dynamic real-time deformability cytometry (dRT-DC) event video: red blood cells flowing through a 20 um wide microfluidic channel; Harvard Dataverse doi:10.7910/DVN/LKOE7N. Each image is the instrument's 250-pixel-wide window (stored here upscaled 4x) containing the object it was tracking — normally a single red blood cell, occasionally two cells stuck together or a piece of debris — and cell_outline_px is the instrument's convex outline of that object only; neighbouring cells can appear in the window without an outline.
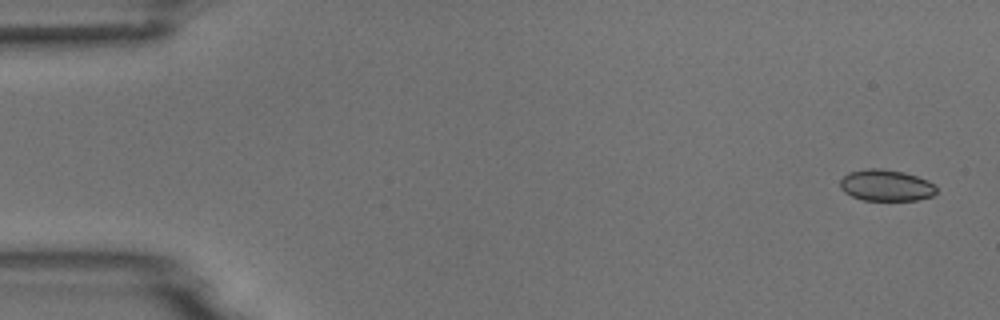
{"species": "common noctule bat (a hibernating species)", "species_latin": "Nyctalus noctula", "temperature_condition": "room temperature", "stored_images_in_passage": 6, "camera_frame_rate_fps": 3000, "um_per_image_px": 0.085, "animal": {"sex": "male", "body_mass_g": 18.8}, "frame": {"image": 1, "passage_image": 1, "time_ms": 0.0, "image_size_px": [1000, 320], "cell_outline_px": [[936, 192], [932, 196], [916, 200], [864, 200], [852, 196], [844, 192], [840, 188], [840, 180], [848, 172], [868, 168], [880, 168], [904, 172], [928, 180], [936, 188]], "centroid_in_image_um": [75.29, 15.75], "position_along_channel_um": 9.7, "area_um2": 17.57}}
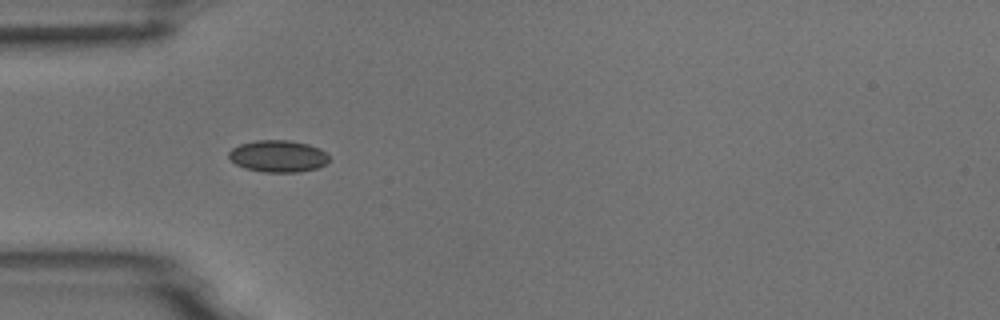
{"frame": {"image": 2, "passage_image": 5, "time_ms": 4.667, "image_size_px": [1000, 320], "cell_outline_px": [[328, 160], [324, 164], [316, 168], [300, 172], [264, 172], [244, 168], [236, 164], [228, 156], [228, 152], [232, 148], [240, 144], [256, 140], [288, 140], [308, 144], [320, 148], [328, 156]], "centroid_in_image_um": [23.61, 13.27], "position_along_channel_um": 61.4, "area_um2": 18.55}}